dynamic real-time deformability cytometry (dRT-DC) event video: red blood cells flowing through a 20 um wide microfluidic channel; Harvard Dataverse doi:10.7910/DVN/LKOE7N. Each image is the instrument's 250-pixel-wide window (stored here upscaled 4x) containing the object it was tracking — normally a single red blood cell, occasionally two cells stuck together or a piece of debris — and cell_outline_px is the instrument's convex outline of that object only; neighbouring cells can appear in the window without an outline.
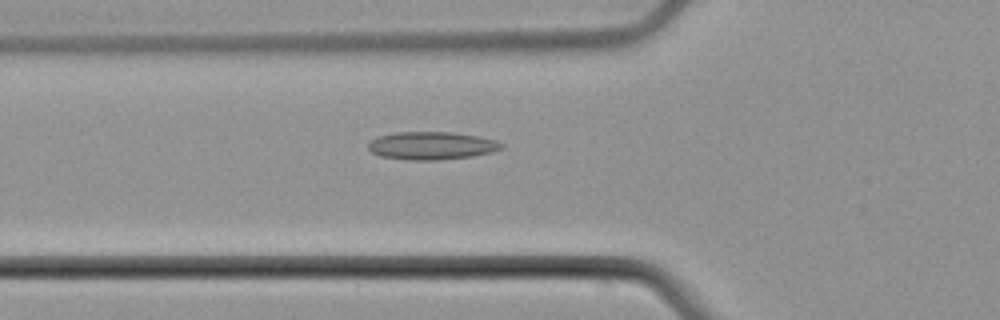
{"species": "common noctule bat (a hibernating species)", "species_latin": "Nyctalus noctula", "temperature_condition": "cold", "stored_images_in_passage": 4, "camera_frame_rate_fps": 3000, "um_per_image_px": 0.085, "animal": {"sex": "male", "body_mass_g": 21.5, "forearm_length_mm": 52.0}, "frame": {"image": 1, "passage_image": 4, "time_ms": 6.0, "image_size_px": [1000, 320], "cell_outline_px": [[504, 148], [492, 152], [472, 156], [436, 160], [408, 160], [380, 156], [372, 152], [368, 148], [368, 144], [372, 140], [380, 136], [396, 132], [452, 132], [480, 136], [496, 140], [504, 144]], "centroid_in_image_um": [36.73, 12.38], "position_along_channel_um": 89.1, "area_um2": 21.68}}